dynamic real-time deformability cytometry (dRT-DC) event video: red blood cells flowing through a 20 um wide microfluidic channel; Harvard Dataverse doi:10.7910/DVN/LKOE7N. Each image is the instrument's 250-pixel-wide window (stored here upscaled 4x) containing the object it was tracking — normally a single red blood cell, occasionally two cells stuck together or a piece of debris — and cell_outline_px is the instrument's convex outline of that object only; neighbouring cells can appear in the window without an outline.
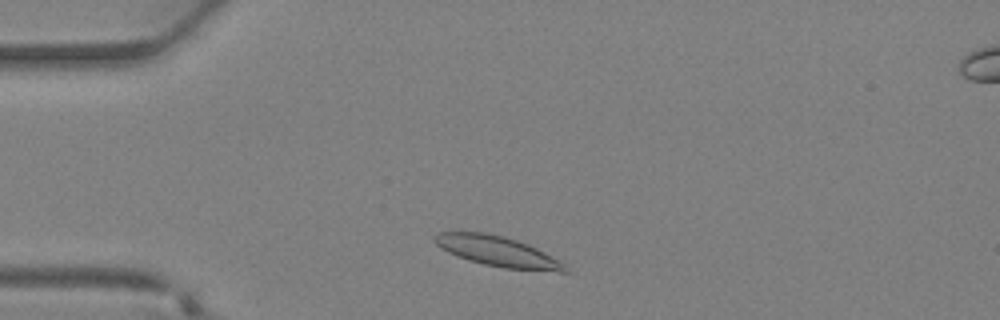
{"species": "Egyptian fruit bat (a non-hibernating species)", "species_latin": "Rousettus aegyptiacus", "temperature_condition": "warm", "stored_images_in_passage": 31, "camera_frame_rate_fps": 3000, "um_per_image_px": 0.085, "animal": {"sex": "female"}, "frame": {"image": 1, "passage_image": 3, "time_ms": 0.667, "image_size_px": [1000, 320], "cell_outline_px": [[572, 272], [560, 272], [504, 268], [484, 264], [468, 260], [456, 256], [440, 248], [432, 240], [432, 236], [436, 232], [484, 232], [504, 236], [528, 244], [544, 252], [572, 268]], "centroid_in_image_um": [42.3, 21.37], "position_along_channel_um": 42.7, "area_um2": 23.24}}
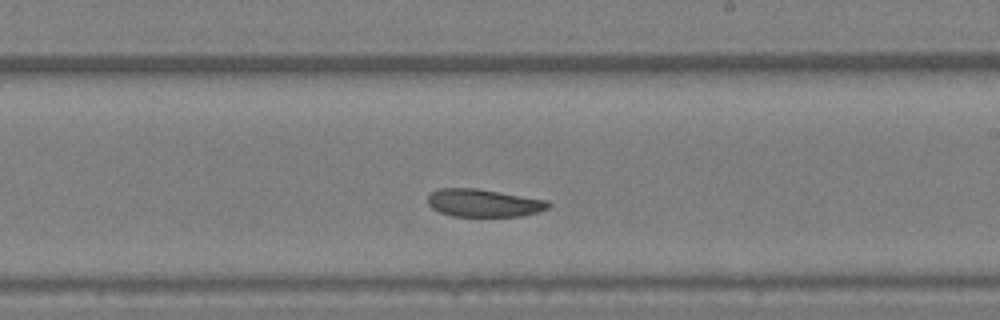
{"frame": {"image": 2, "passage_image": 16, "time_ms": 5.0, "image_size_px": [1000, 320], "cell_outline_px": [[552, 204], [548, 208], [536, 212], [520, 216], [452, 216], [440, 212], [432, 208], [428, 204], [428, 196], [432, 192], [440, 188], [476, 188], [548, 200]], "centroid_in_image_um": [41.11, 17.25], "position_along_channel_um": 247.9, "area_um2": 19.42}}
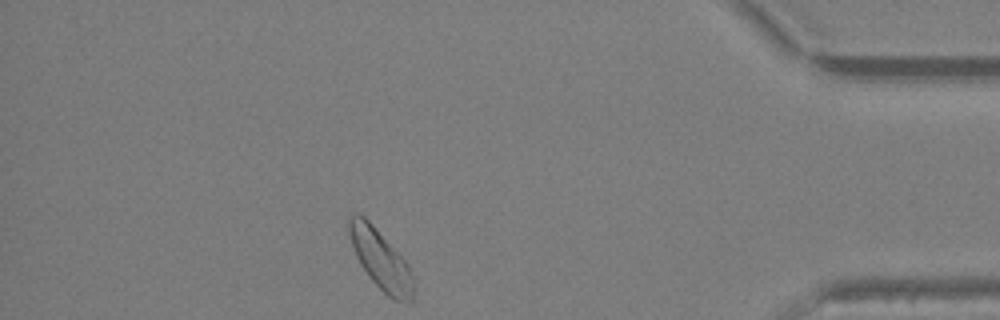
{"frame": {"image": 3, "passage_image": 27, "time_ms": 8.667, "image_size_px": [1000, 320], "cell_outline_px": [[416, 288], [412, 300], [392, 300], [368, 276], [360, 264], [356, 256], [348, 232], [348, 216], [352, 212], [356, 212], [364, 216], [372, 224], [408, 264]], "centroid_in_image_um": [32.34, 22.05], "position_along_channel_um": 402.9, "area_um2": 22.2}}